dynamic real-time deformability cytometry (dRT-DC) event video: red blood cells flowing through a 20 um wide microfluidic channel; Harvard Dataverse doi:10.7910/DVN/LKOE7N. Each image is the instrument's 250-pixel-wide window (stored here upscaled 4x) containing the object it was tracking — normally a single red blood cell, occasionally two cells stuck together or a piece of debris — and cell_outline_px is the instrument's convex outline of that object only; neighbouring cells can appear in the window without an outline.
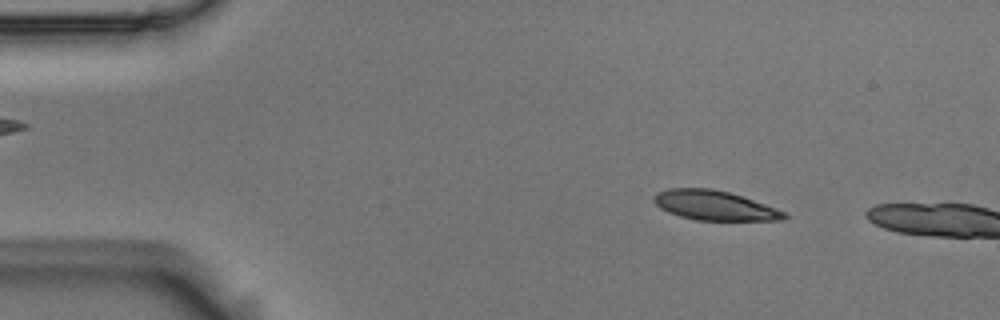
{"species": "Egyptian fruit bat (a non-hibernating species)", "species_latin": "Rousettus aegyptiacus", "temperature_condition": "room temperature", "stored_images_in_passage": 4, "camera_frame_rate_fps": 3000, "um_per_image_px": 0.085, "animal": {"sex": "male"}, "frame": {"image": 1, "passage_image": 3, "time_ms": 0.667, "image_size_px": [1000, 320], "cell_outline_px": [[788, 216], [784, 220], [696, 220], [680, 216], [668, 212], [660, 208], [652, 200], [656, 192], [668, 188], [712, 188], [728, 192], [788, 212]], "centroid_in_image_um": [60.71, 17.46], "position_along_channel_um": 24.3, "area_um2": 22.43}}